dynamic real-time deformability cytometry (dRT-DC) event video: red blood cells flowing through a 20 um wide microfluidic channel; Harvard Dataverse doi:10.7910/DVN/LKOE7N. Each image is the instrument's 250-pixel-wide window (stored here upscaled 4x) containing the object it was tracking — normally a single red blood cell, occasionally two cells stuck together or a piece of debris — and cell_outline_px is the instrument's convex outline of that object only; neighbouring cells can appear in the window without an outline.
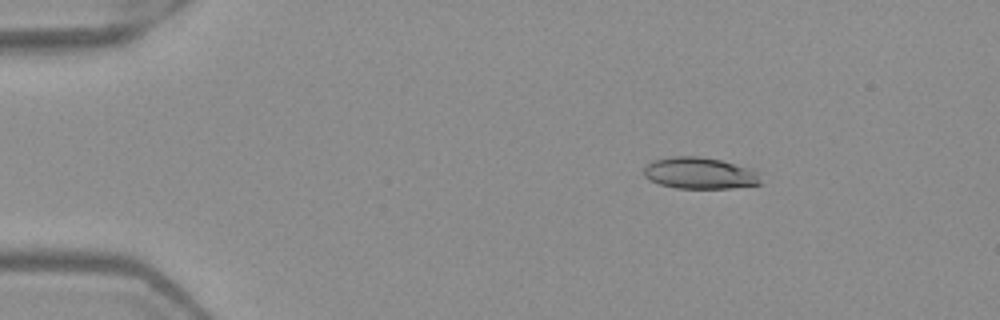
{"species": "Egyptian fruit bat (a non-hibernating species)", "species_latin": "Rousettus aegyptiacus", "temperature_condition": "warm", "stored_images_in_passage": 4, "camera_frame_rate_fps": 3000, "um_per_image_px": 0.085, "frame": {"image": 1, "passage_image": 2, "time_ms": 0.333, "image_size_px": [1000, 320], "cell_outline_px": [[760, 184], [732, 188], [676, 188], [660, 184], [644, 176], [644, 168], [652, 160], [672, 156], [700, 156], [720, 160], [748, 168], [760, 172]], "centroid_in_image_um": [59.48, 14.71], "position_along_channel_um": 25.5, "area_um2": 21.39}}
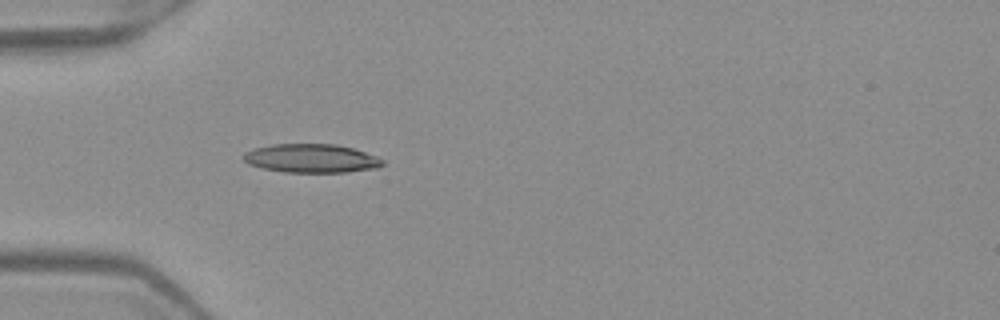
{"frame": {"image": 2, "passage_image": 4, "time_ms": 1.0, "image_size_px": [1000, 320], "cell_outline_px": [[384, 164], [380, 168], [348, 172], [284, 172], [264, 168], [248, 164], [240, 156], [244, 152], [256, 148], [272, 144], [336, 144], [352, 148], [376, 156], [384, 160]], "centroid_in_image_um": [26.47, 13.46], "position_along_channel_um": 58.5, "area_um2": 23.35}}